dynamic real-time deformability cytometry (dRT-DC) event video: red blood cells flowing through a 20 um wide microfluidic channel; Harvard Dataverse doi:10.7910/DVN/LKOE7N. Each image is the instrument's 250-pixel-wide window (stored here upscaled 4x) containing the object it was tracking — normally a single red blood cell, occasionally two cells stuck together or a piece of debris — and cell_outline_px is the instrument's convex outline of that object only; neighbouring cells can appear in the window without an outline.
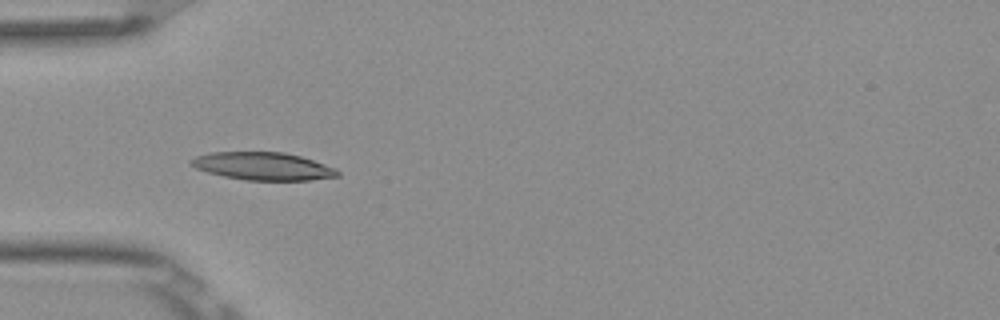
{"species": "Egyptian fruit bat (a non-hibernating species)", "species_latin": "Rousettus aegyptiacus", "temperature_condition": "room temperature", "stored_images_in_passage": 4, "camera_frame_rate_fps": 3000, "um_per_image_px": 0.085, "frame": {"image": 1, "passage_image": 4, "time_ms": 1.0, "image_size_px": [1000, 320], "cell_outline_px": [[340, 176], [308, 180], [244, 180], [224, 176], [208, 172], [196, 168], [188, 160], [196, 156], [208, 152], [284, 152], [300, 156], [336, 168], [340, 172]], "centroid_in_image_um": [22.35, 14.12], "position_along_channel_um": 62.6, "area_um2": 23.64}}